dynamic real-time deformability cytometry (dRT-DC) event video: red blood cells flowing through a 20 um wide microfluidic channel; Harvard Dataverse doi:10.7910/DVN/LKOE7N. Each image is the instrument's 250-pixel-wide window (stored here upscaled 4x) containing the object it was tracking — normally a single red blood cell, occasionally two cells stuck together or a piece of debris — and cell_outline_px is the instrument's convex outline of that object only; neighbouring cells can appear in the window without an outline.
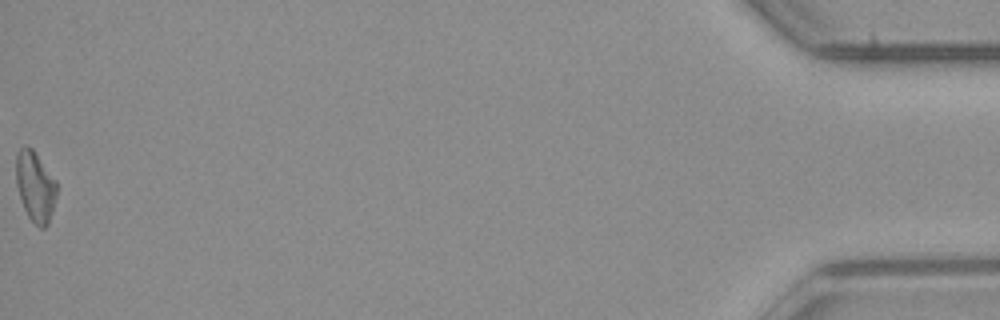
{"species": "common noctule bat (a hibernating species)", "species_latin": "Nyctalus noctula", "temperature_condition": "room temperature", "stored_images_in_passage": 52, "camera_frame_rate_fps": 3000, "um_per_image_px": 0.085, "animal": {"sex": "male", "body_mass_g": 23.1, "forearm_length_mm": 52.7}, "frame": {"image": 1, "passage_image": 52, "time_ms": 17.0, "image_size_px": [1000, 320], "cell_outline_px": [[56, 196], [48, 224], [44, 228], [40, 228], [28, 216], [24, 208], [16, 184], [16, 156], [20, 148], [28, 144], [36, 152], [56, 180]], "centroid_in_image_um": [2.99, 15.81], "position_along_channel_um": 432.2, "area_um2": 16.59}}